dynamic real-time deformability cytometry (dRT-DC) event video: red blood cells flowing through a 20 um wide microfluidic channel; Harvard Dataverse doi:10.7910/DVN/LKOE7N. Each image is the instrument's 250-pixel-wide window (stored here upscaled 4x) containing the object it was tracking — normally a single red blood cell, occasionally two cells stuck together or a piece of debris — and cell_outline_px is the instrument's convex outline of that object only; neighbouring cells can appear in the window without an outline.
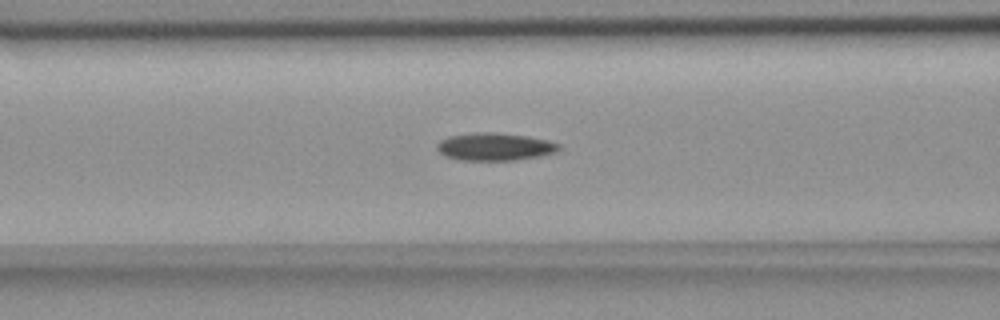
{"species": "common noctule bat (a hibernating species)", "species_latin": "Nyctalus noctula", "temperature_condition": "room temperature", "stored_images_in_passage": 43, "camera_frame_rate_fps": 3000, "um_per_image_px": 0.085, "animal": {"sex": "female", "body_mass_g": 18.4}, "frame": {"image": 1, "passage_image": 9, "time_ms": 2.667, "image_size_px": [1000, 320], "cell_outline_px": [[560, 148], [556, 152], [540, 156], [512, 160], [460, 160], [444, 156], [436, 148], [436, 144], [440, 140], [448, 136], [472, 132], [496, 132], [524, 136], [548, 140], [560, 144]], "centroid_in_image_um": [42.01, 12.46], "position_along_channel_um": 124.6, "area_um2": 19.71}}
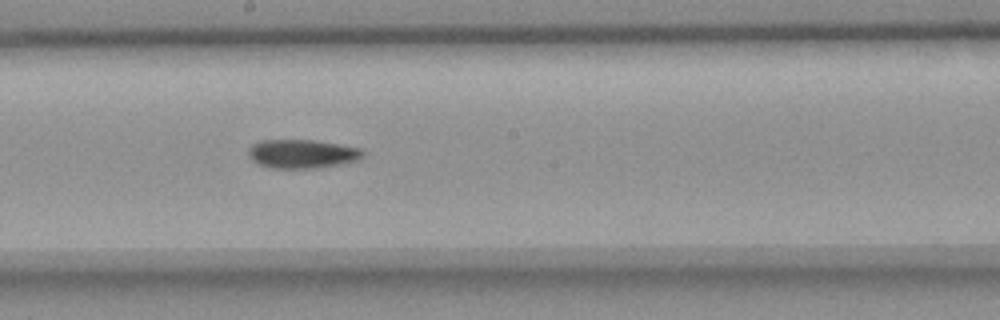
{"frame": {"image": 2, "passage_image": 17, "time_ms": 5.333, "image_size_px": [1000, 320], "cell_outline_px": [[364, 156], [356, 160], [340, 164], [312, 168], [272, 168], [260, 164], [252, 160], [248, 156], [248, 148], [252, 144], [260, 140], [312, 140], [360, 148], [364, 152]], "centroid_in_image_um": [25.64, 13.07], "position_along_channel_um": 222.6, "area_um2": 19.02}}
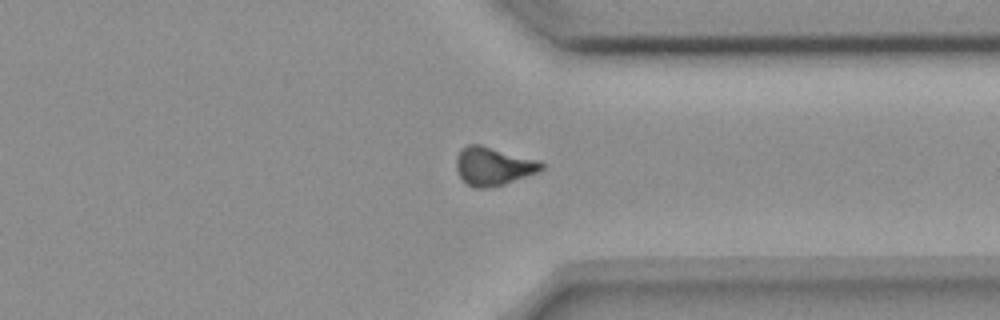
{"frame": {"image": 3, "passage_image": 29, "time_ms": 9.333, "image_size_px": [1000, 320], "cell_outline_px": [[544, 168], [536, 172], [504, 184], [488, 188], [472, 188], [460, 176], [456, 168], [456, 156], [468, 144], [480, 144], [540, 160], [544, 164]], "centroid_in_image_um": [41.93, 14.12], "position_along_channel_um": 369.5, "area_um2": 18.9}}